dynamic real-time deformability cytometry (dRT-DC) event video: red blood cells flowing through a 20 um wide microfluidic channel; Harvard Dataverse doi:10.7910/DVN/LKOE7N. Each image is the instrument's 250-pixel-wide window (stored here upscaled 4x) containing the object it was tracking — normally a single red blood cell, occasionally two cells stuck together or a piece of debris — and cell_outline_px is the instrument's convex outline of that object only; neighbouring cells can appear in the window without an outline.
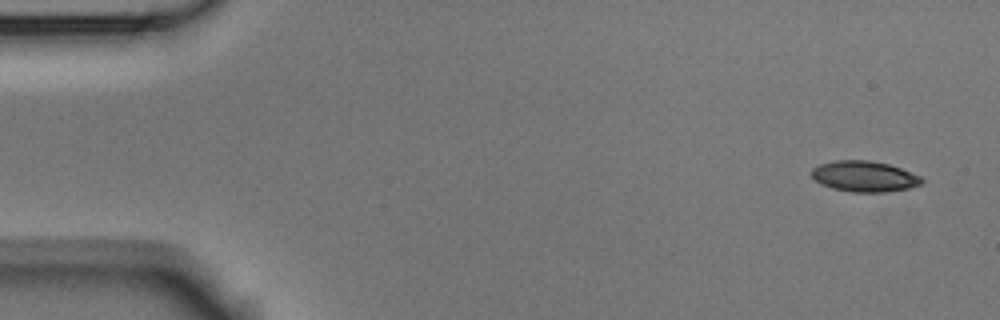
{"species": "Egyptian fruit bat (a non-hibernating species)", "species_latin": "Rousettus aegyptiacus", "temperature_condition": "room temperature", "stored_images_in_passage": 8, "camera_frame_rate_fps": 3000, "um_per_image_px": 0.085, "animal": {"sex": "male"}, "frame": {"image": 1, "passage_image": 1, "time_ms": 0.0, "image_size_px": [1000, 320], "cell_outline_px": [[924, 180], [920, 184], [908, 188], [884, 192], [852, 192], [832, 188], [820, 184], [812, 176], [812, 168], [820, 164], [832, 160], [868, 160], [888, 164], [900, 168], [920, 176]], "centroid_in_image_um": [73.44, 14.99], "position_along_channel_um": 11.6, "area_um2": 19.65}}
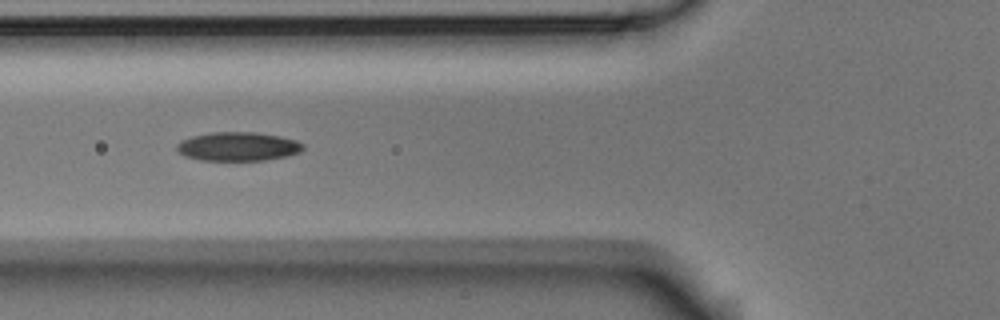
{"frame": {"image": 2, "passage_image": 6, "time_ms": 1.667, "image_size_px": [1000, 320], "cell_outline_px": [[304, 148], [300, 152], [288, 156], [264, 160], [200, 160], [184, 156], [176, 148], [176, 144], [180, 140], [192, 136], [212, 132], [256, 132], [280, 136], [296, 140], [304, 144]], "centroid_in_image_um": [20.23, 12.45], "position_along_channel_um": 105.6, "area_um2": 21.33}}
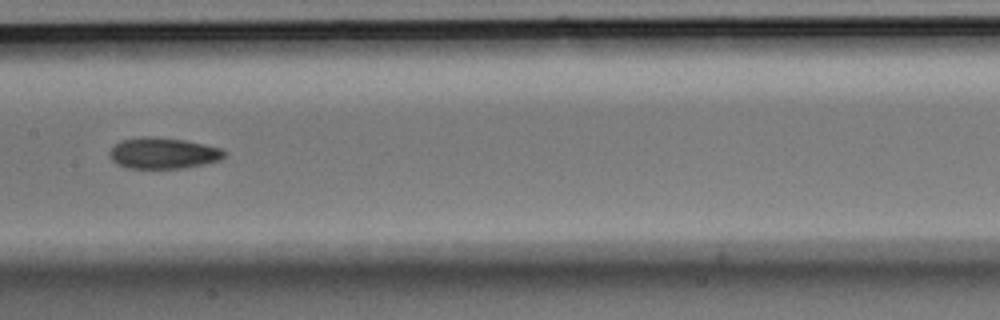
{"frame": {"image": 3, "passage_image": 8, "time_ms": 2.333, "image_size_px": [1000, 320], "cell_outline_px": [[228, 152], [220, 160], [204, 164], [184, 168], [128, 168], [116, 164], [112, 160], [108, 152], [120, 140], [144, 136], [152, 136], [184, 140], [204, 144], [220, 148]], "centroid_in_image_um": [13.86, 13.02], "position_along_channel_um": 193.5, "area_um2": 20.87}}